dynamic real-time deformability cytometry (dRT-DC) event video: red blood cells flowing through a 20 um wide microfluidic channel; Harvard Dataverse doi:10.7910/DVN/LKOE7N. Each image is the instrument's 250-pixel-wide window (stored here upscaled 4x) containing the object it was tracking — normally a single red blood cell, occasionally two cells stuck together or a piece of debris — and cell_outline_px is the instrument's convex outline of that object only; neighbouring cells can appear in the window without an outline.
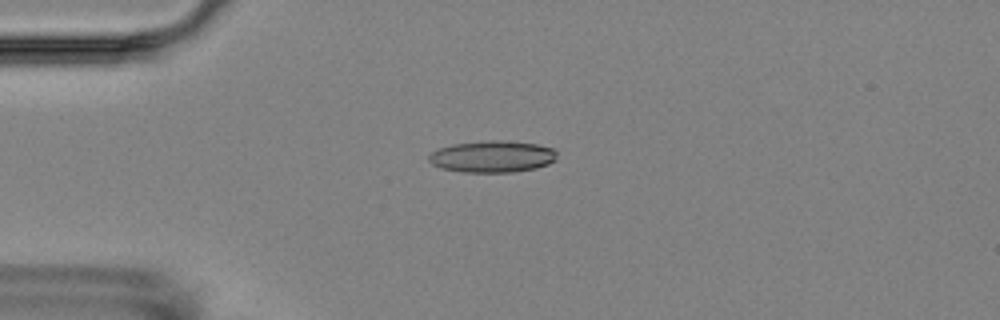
{"species": "Egyptian fruit bat (a non-hibernating species)", "species_latin": "Rousettus aegyptiacus", "temperature_condition": "room temperature", "stored_images_in_passage": 4, "camera_frame_rate_fps": 3000, "um_per_image_px": 0.085, "animal": {"sex": "female"}, "frame": {"image": 1, "passage_image": 2, "time_ms": 2.0, "image_size_px": [1000, 320], "cell_outline_px": [[556, 160], [548, 164], [536, 168], [512, 172], [464, 172], [440, 168], [432, 164], [428, 160], [428, 156], [432, 152], [440, 148], [452, 144], [488, 140], [504, 140], [536, 144], [556, 148]], "centroid_in_image_um": [41.86, 13.3], "position_along_channel_um": 43.1, "area_um2": 23.81}}
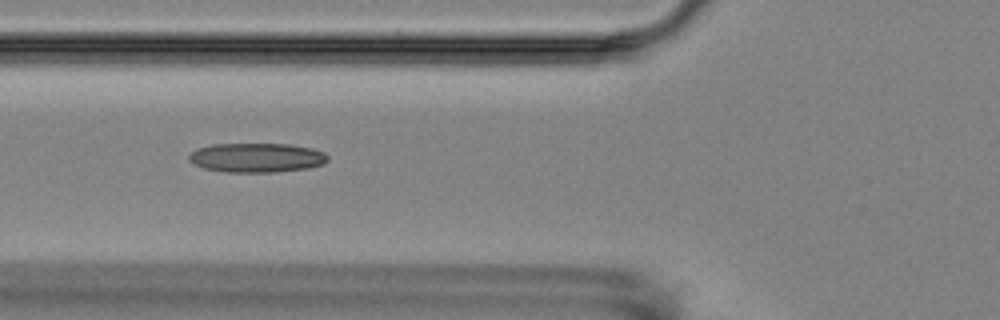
{"frame": {"image": 2, "passage_image": 4, "time_ms": 4.333, "image_size_px": [1000, 320], "cell_outline_px": [[328, 160], [324, 164], [308, 168], [276, 172], [228, 172], [204, 168], [188, 160], [188, 156], [196, 148], [212, 144], [288, 144], [312, 148], [324, 152], [328, 156]], "centroid_in_image_um": [21.83, 13.4], "position_along_channel_um": 104.0, "area_um2": 23.76}}